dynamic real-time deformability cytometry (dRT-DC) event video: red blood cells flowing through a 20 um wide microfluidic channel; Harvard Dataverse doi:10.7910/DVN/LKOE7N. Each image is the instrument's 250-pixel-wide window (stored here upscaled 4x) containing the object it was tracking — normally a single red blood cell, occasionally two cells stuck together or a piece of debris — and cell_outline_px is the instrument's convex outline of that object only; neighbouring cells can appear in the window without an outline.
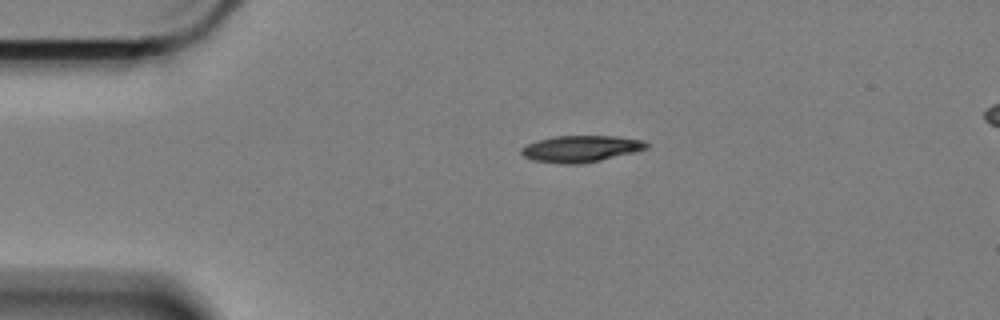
{"species": "Egyptian fruit bat (a non-hibernating species)", "species_latin": "Rousettus aegyptiacus", "temperature_condition": "cold", "stored_images_in_passage": 48, "camera_frame_rate_fps": 3000, "um_per_image_px": 0.085, "animal": {"sex": "female"}, "frame": {"image": 1, "passage_image": 1, "time_ms": 0.0, "image_size_px": [1000, 320], "cell_outline_px": [[648, 148], [636, 152], [600, 160], [580, 164], [560, 164], [532, 160], [524, 156], [520, 152], [520, 148], [524, 144], [552, 136], [616, 136], [644, 140], [648, 144]], "centroid_in_image_um": [49.35, 12.64], "position_along_channel_um": 35.7, "area_um2": 19.59}}
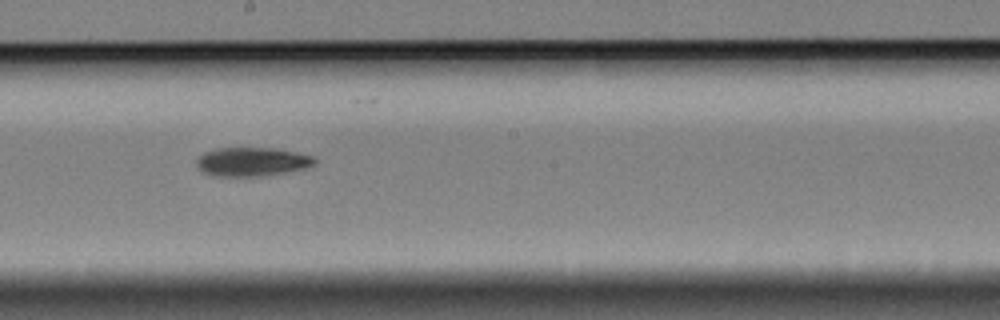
{"frame": {"image": 2, "passage_image": 21, "time_ms": 6.667, "image_size_px": [1000, 320], "cell_outline_px": [[316, 164], [304, 168], [284, 172], [260, 176], [216, 176], [204, 172], [196, 164], [196, 160], [204, 152], [216, 148], [272, 148], [296, 152], [316, 156]], "centroid_in_image_um": [21.44, 13.74], "position_along_channel_um": 226.8, "area_um2": 19.71}}
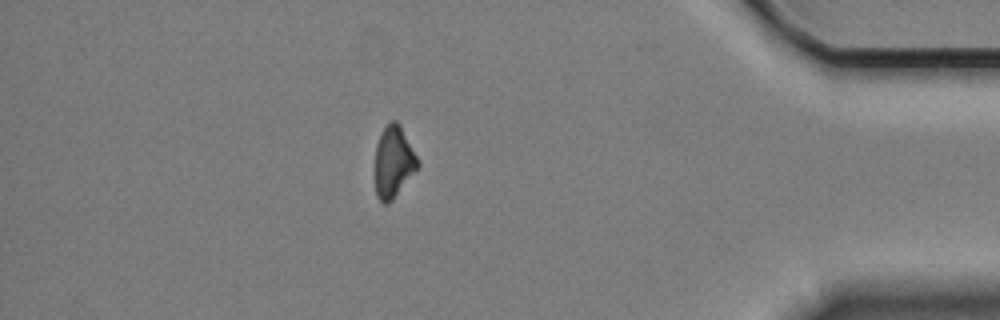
{"frame": {"image": 3, "passage_image": 40, "time_ms": 13.0, "image_size_px": [1000, 320], "cell_outline_px": [[420, 164], [392, 200], [388, 204], [384, 204], [376, 196], [372, 176], [376, 144], [380, 132], [388, 120], [396, 120], [400, 124]], "centroid_in_image_um": [33.36, 13.75], "position_along_channel_um": 401.8, "area_um2": 18.32}, "authors_computed_cell_mechanics": {"area_um2": 19.6231, "velocity_mm_per_s": 3.3796, "shape_relaxation_time_tau1_ms": 3.1173, "shape_relaxation_time_tau2_ms": null, "deformation_change_tau1": 0.1146, "deformation_change_tau2": null}}